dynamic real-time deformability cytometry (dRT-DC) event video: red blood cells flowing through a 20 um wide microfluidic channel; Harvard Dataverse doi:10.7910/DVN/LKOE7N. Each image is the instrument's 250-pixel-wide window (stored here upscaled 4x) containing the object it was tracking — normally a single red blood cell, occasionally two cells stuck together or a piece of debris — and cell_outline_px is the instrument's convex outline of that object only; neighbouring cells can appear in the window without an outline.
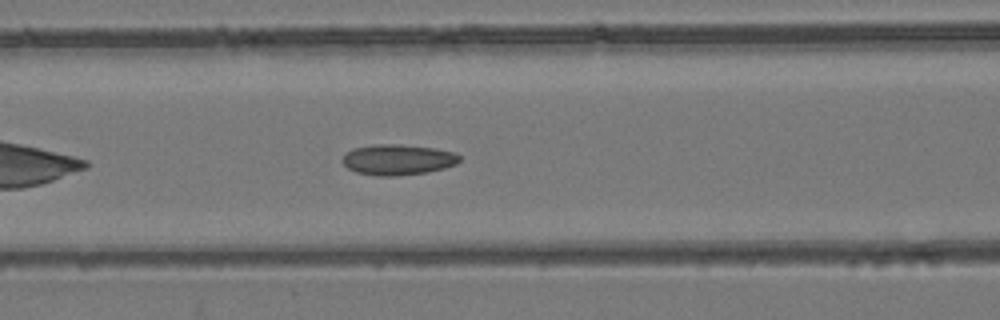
{"species": "common noctule bat (a hibernating species)", "species_latin": "Nyctalus noctula", "temperature_condition": "room temperature", "stored_images_in_passage": 36, "camera_frame_rate_fps": 3000, "um_per_image_px": 0.085, "animal": {"sex": "female", "body_mass_g": 24.6, "forearm_length_mm": 56.2}, "frame": {"image": 1, "passage_image": 8, "time_ms": 2.333, "image_size_px": [1000, 320], "cell_outline_px": [[460, 160], [456, 164], [444, 168], [428, 172], [396, 176], [380, 176], [356, 172], [348, 168], [340, 160], [352, 148], [372, 144], [400, 144], [436, 148], [456, 152], [460, 156]], "centroid_in_image_um": [33.83, 13.56], "position_along_channel_um": 132.8, "area_um2": 21.1}}
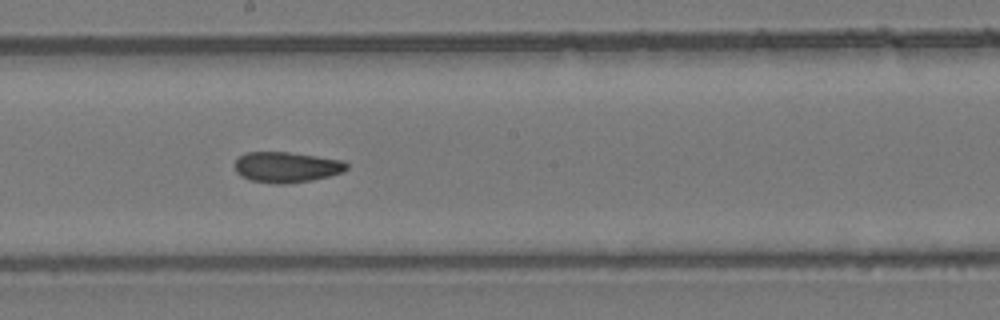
{"frame": {"image": 2, "passage_image": 15, "time_ms": 4.667, "image_size_px": [1000, 320], "cell_outline_px": [[348, 168], [344, 172], [312, 180], [288, 184], [276, 184], [252, 180], [240, 176], [236, 172], [236, 160], [240, 156], [248, 152], [288, 152], [344, 160], [348, 164]], "centroid_in_image_um": [24.39, 14.21], "position_along_channel_um": 223.8, "area_um2": 19.94}}
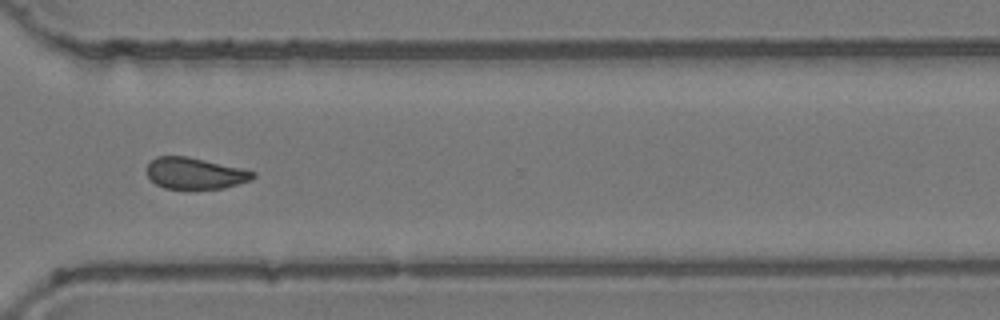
{"frame": {"image": 3, "passage_image": 25, "time_ms": 8.0, "image_size_px": [1000, 320], "cell_outline_px": [[256, 176], [252, 180], [224, 188], [164, 188], [156, 184], [148, 176], [148, 164], [156, 156], [188, 156], [244, 168], [256, 172]], "centroid_in_image_um": [16.63, 14.72], "position_along_channel_um": 354.0, "area_um2": 19.42}, "authors_computed_cell_mechanics": {"area_um2": 20.5479, "velocity_mm_per_s": 3.9089, "shape_relaxation_time_tau1_ms": null, "shape_relaxation_time_tau2_ms": 3.1416, "deformation_change_tau1": null, "deformation_change_tau2": 0.0981}}